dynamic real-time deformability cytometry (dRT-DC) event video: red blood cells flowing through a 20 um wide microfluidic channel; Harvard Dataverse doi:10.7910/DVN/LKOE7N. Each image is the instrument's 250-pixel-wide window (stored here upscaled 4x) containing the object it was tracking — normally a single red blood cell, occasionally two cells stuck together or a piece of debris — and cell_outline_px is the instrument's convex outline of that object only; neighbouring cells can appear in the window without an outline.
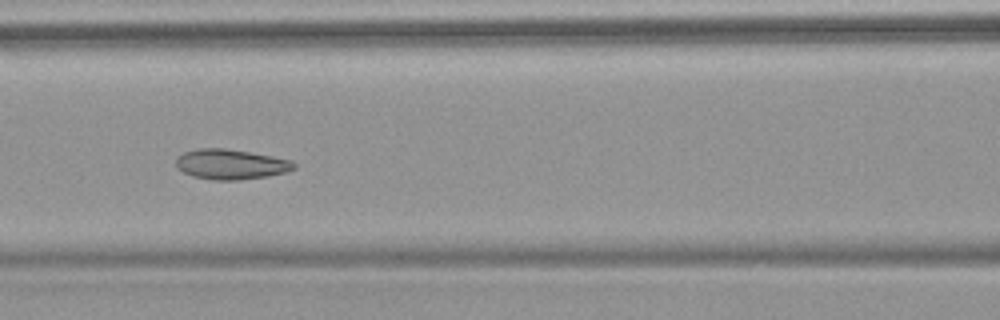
{"species": "common noctule bat (a hibernating species)", "species_latin": "Nyctalus noctula", "temperature_condition": "warm", "stored_images_in_passage": 9, "camera_frame_rate_fps": 3000, "um_per_image_px": 0.085, "animal": {"sex": "female", "body_mass_g": 18.4}, "frame": {"image": 1, "passage_image": 7, "time_ms": 7.0, "image_size_px": [1000, 320], "cell_outline_px": [[296, 168], [288, 172], [268, 176], [240, 180], [212, 180], [192, 176], [176, 168], [176, 156], [184, 152], [200, 148], [224, 148], [272, 156], [292, 160], [296, 164]], "centroid_in_image_um": [19.62, 13.97], "position_along_channel_um": 147.0, "area_um2": 20.87}}
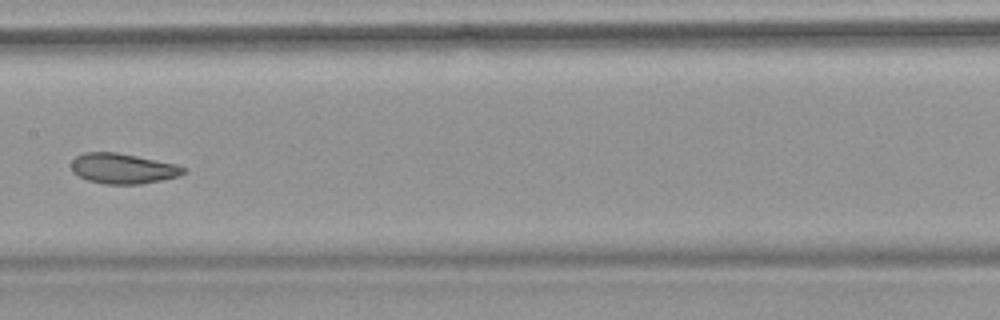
{"frame": {"image": 2, "passage_image": 8, "time_ms": 8.333, "image_size_px": [1000, 320], "cell_outline_px": [[184, 172], [180, 176], [140, 184], [104, 184], [88, 180], [72, 172], [72, 160], [76, 156], [84, 152], [116, 152], [176, 164], [184, 168]], "centroid_in_image_um": [10.42, 14.32], "position_along_channel_um": 197.0, "area_um2": 19.59}}
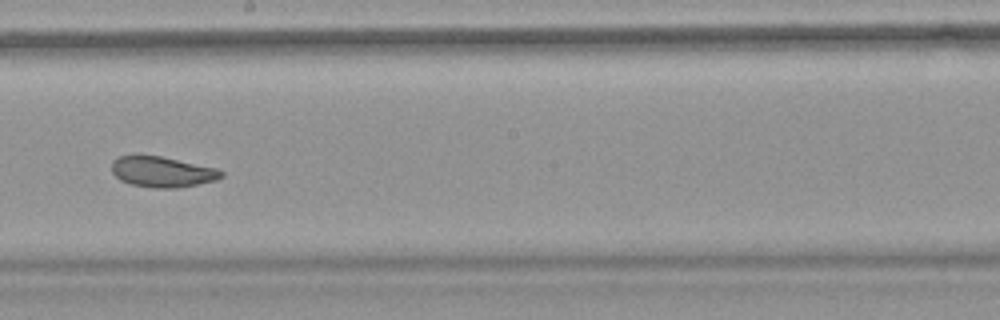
{"frame": {"image": 3, "passage_image": 9, "time_ms": 9.333, "image_size_px": [1000, 320], "cell_outline_px": [[224, 176], [216, 180], [176, 188], [152, 188], [132, 184], [120, 180], [112, 172], [112, 160], [120, 156], [132, 152], [140, 152], [160, 156], [216, 168], [224, 172]], "centroid_in_image_um": [13.72, 14.56], "position_along_channel_um": 234.5, "area_um2": 20.0}}